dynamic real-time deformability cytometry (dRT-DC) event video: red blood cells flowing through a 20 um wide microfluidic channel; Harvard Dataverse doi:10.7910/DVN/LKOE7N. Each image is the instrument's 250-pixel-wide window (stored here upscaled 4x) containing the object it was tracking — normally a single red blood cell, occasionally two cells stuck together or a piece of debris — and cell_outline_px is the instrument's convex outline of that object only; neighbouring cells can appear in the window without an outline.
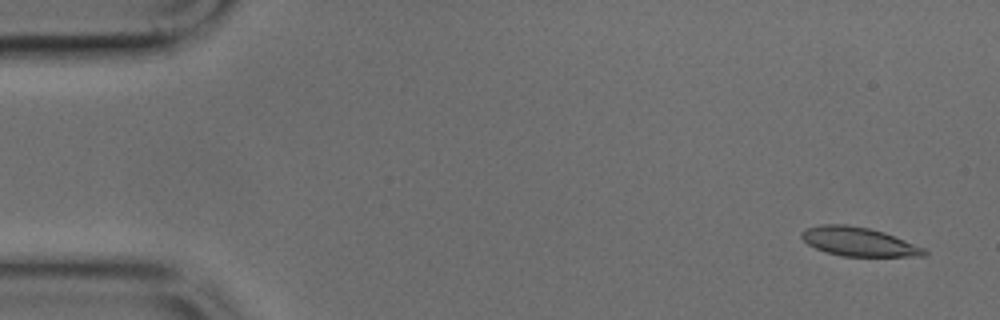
{"species": "common noctule bat (a hibernating species)", "species_latin": "Nyctalus noctula", "temperature_condition": "cold", "stored_images_in_passage": 12, "camera_frame_rate_fps": 3000, "um_per_image_px": 0.085, "animal": {"sex": "male", "body_mass_g": 17.9, "forearm_length_mm": 54.2}, "frame": {"image": 1, "passage_image": 1, "time_ms": 0.0, "image_size_px": [1000, 320], "cell_outline_px": [[928, 252], [924, 256], [844, 256], [828, 252], [816, 248], [808, 244], [800, 236], [800, 232], [808, 228], [820, 224], [844, 224], [868, 228], [884, 232], [924, 248]], "centroid_in_image_um": [72.97, 20.54], "position_along_channel_um": 12.0, "area_um2": 20.35}}
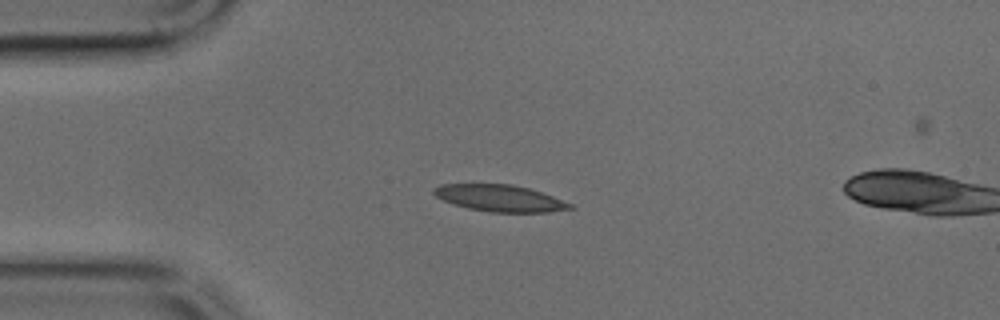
{"frame": {"image": 2, "passage_image": 10, "time_ms": 3.0, "image_size_px": [1000, 320], "cell_outline_px": [[576, 208], [548, 212], [492, 212], [468, 208], [452, 204], [436, 196], [432, 192], [432, 188], [440, 184], [512, 184], [528, 188], [552, 196], [572, 204]], "centroid_in_image_um": [42.46, 16.84], "position_along_channel_um": 42.5, "area_um2": 21.1}}